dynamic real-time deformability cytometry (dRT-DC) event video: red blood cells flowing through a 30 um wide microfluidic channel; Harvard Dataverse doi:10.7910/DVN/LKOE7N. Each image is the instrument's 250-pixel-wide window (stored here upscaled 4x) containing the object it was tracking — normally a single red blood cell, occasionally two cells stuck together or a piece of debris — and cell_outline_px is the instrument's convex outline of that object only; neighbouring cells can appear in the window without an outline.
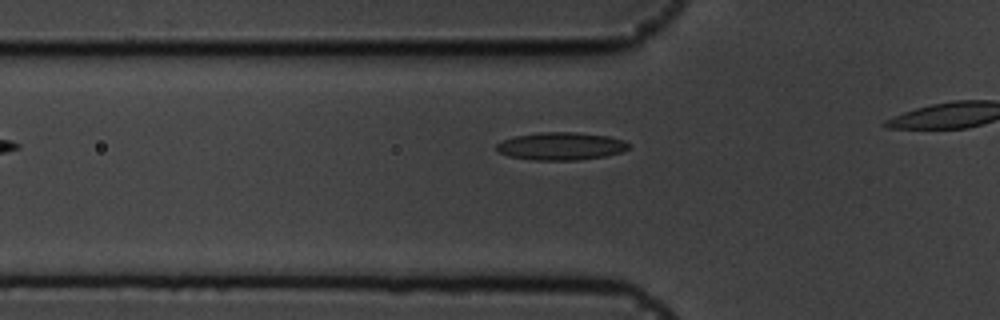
{"species": "common noctule bat (a hibernating species)", "species_latin": "Nyctalus noctula", "temperature_condition": "cold", "stored_images_in_passage": 9, "camera_frame_rate_fps": 3000, "um_per_image_px": 0.085, "animal": {"sex": "male", "body_mass_g": 19.5, "forearm_length_mm": 54.6}, "frame": {"image": 1, "passage_image": 3, "time_ms": 0.667, "image_size_px": [1000, 320], "cell_outline_px": [[628, 148], [620, 152], [604, 156], [576, 160], [532, 160], [508, 156], [500, 152], [496, 148], [496, 144], [504, 140], [516, 136], [540, 132], [576, 132], [608, 136], [624, 140], [628, 144]], "centroid_in_image_um": [47.67, 12.42], "position_along_channel_um": 78.1, "area_um2": 21.15}}
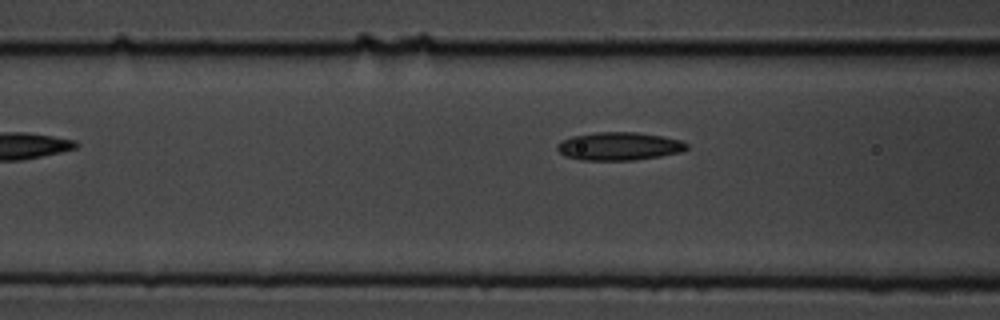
{"frame": {"image": 2, "passage_image": 6, "time_ms": 1.667, "image_size_px": [1000, 320], "cell_outline_px": [[688, 148], [680, 152], [660, 156], [632, 160], [580, 160], [564, 156], [556, 148], [556, 144], [560, 140], [572, 136], [596, 132], [636, 132], [664, 136], [680, 140], [688, 144]], "centroid_in_image_um": [52.59, 12.42], "position_along_channel_um": 114.0, "area_um2": 21.33}}